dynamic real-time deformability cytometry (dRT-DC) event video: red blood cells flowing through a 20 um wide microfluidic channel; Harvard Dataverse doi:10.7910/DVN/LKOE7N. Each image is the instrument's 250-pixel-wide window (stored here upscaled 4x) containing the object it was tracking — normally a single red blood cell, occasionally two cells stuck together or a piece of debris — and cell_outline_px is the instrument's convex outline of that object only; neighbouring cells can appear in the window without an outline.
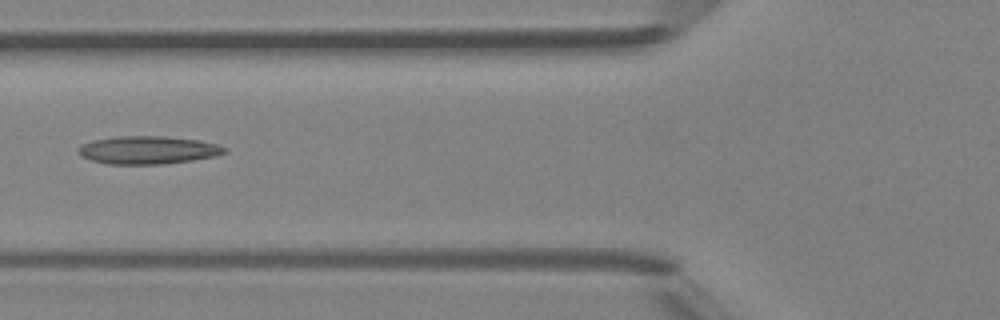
{"species": "Egyptian fruit bat (a non-hibernating species)", "species_latin": "Rousettus aegyptiacus", "temperature_condition": "room temperature", "stored_images_in_passage": 5, "camera_frame_rate_fps": 3000, "um_per_image_px": 0.085, "animal": {"sex": "female"}, "frame": {"image": 1, "passage_image": 5, "time_ms": 4.667, "image_size_px": [1000, 320], "cell_outline_px": [[228, 148], [224, 152], [216, 156], [192, 160], [164, 164], [108, 164], [92, 160], [80, 156], [76, 148], [80, 144], [92, 140], [120, 136], [164, 136], [200, 140], [216, 144]], "centroid_in_image_um": [12.54, 12.75], "position_along_channel_um": 113.3, "area_um2": 23.93}}